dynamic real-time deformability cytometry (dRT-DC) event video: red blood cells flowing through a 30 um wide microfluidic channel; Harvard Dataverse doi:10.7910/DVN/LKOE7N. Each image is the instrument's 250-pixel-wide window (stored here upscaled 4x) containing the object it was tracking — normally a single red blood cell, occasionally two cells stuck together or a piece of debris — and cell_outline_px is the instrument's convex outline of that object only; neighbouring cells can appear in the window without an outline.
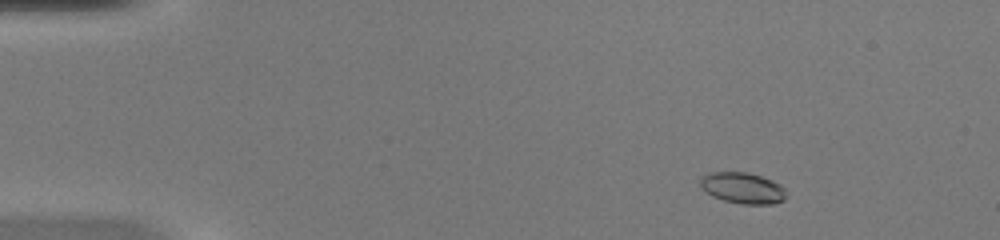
{"species": "common noctule bat (a hibernating species)", "species_latin": "Nyctalus noctula", "temperature_condition": "warm", "stored_images_in_passage": 49, "camera_frame_rate_fps": 3000, "um_per_image_px": 0.085, "animal": {"sex": "female", "body_mass_g": 20.0, "forearm_length_mm": 54.0}, "frame": {"image": 1, "passage_image": 5, "time_ms": 1.333, "image_size_px": [1000, 240], "cell_outline_px": [[784, 200], [776, 204], [744, 204], [724, 200], [712, 196], [700, 184], [700, 176], [708, 172], [748, 172], [772, 180], [780, 184], [784, 188]], "centroid_in_image_um": [63.12, 15.97], "position_along_channel_um": 21.9, "area_um2": 15.49}}
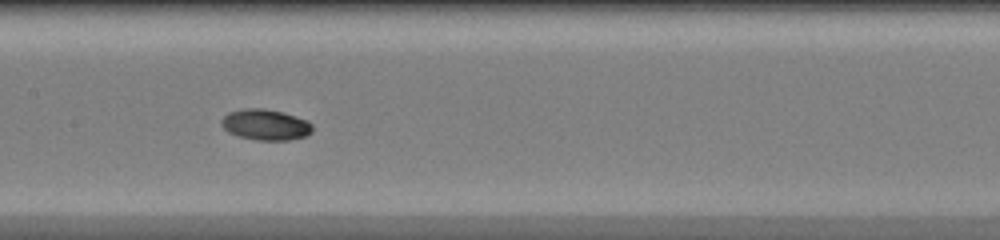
{"frame": {"image": 2, "passage_image": 24, "time_ms": 7.667, "image_size_px": [1000, 240], "cell_outline_px": [[312, 132], [304, 136], [288, 140], [256, 140], [240, 136], [228, 132], [220, 124], [220, 120], [228, 112], [244, 108], [264, 108], [284, 112], [308, 120], [312, 124]], "centroid_in_image_um": [22.56, 10.58], "position_along_channel_um": 184.8, "area_um2": 16.47}}
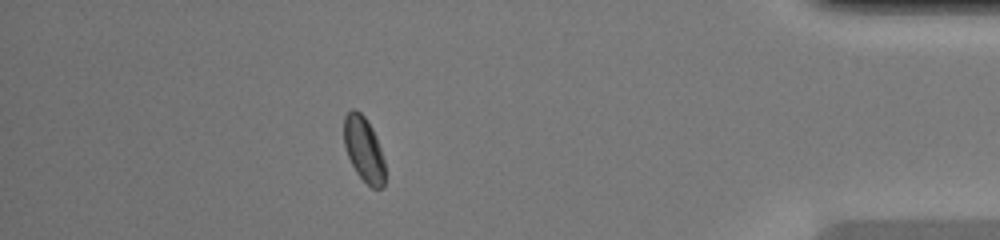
{"frame": {"image": 3, "passage_image": 43, "time_ms": 14.0, "image_size_px": [1000, 240], "cell_outline_px": [[384, 188], [372, 188], [356, 172], [348, 156], [344, 144], [344, 116], [352, 108], [356, 108], [364, 116], [372, 128], [376, 136], [384, 160]], "centroid_in_image_um": [30.92, 12.66], "position_along_channel_um": 404.3, "area_um2": 15.43}, "authors_computed_cell_mechanics": {"area_um2": 15.7216, "velocity_mm_per_s": 4.1353, "shape_relaxation_time_tau1_ms": 3.6545, "shape_relaxation_time_tau2_ms": null, "deformation_change_tau1": 0.1002, "deformation_change_tau2": null}}